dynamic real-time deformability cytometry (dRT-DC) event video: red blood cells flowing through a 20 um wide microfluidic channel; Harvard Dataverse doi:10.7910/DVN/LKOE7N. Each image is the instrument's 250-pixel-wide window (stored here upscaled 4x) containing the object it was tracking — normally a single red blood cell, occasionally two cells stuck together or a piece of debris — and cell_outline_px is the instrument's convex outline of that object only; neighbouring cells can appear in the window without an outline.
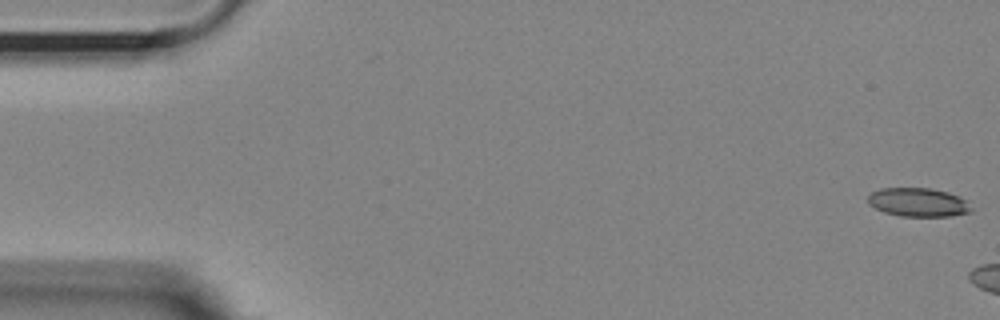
{"species": "Egyptian fruit bat (a non-hibernating species)", "species_latin": "Rousettus aegyptiacus", "temperature_condition": "room temperature", "stored_images_in_passage": 11, "camera_frame_rate_fps": 3000, "um_per_image_px": 0.085, "animal": {"sex": "female"}, "frame": {"image": 1, "passage_image": 1, "time_ms": 0.0, "image_size_px": [1000, 320], "cell_outline_px": [[972, 212], [948, 216], [900, 216], [884, 212], [868, 204], [868, 196], [872, 192], [880, 188], [928, 188], [948, 192], [964, 200], [972, 208]], "centroid_in_image_um": [78.01, 17.2], "position_along_channel_um": 7.0, "area_um2": 17.11}}